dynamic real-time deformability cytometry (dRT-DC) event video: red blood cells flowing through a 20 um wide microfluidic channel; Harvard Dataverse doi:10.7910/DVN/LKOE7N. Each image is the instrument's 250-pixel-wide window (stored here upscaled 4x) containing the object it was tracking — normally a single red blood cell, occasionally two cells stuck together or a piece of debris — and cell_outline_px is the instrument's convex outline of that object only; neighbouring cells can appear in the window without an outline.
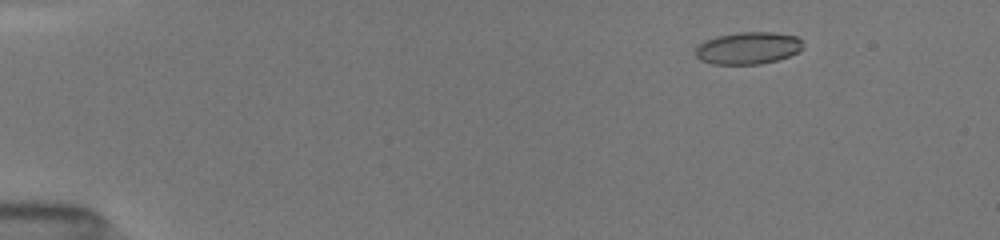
{"species": "common noctule bat (a hibernating species)", "species_latin": "Nyctalus noctula", "temperature_condition": "room temperature", "stored_images_in_passage": 74, "camera_frame_rate_fps": 3000, "um_per_image_px": 0.085, "animal": {"sex": "female", "body_mass_g": 19.5, "forearm_length_mm": 54.1}, "frame": {"image": 1, "passage_image": 9, "time_ms": 2.0, "image_size_px": [1000, 240], "cell_outline_px": [[804, 48], [788, 56], [776, 60], [760, 64], [712, 64], [700, 60], [696, 56], [696, 48], [704, 40], [716, 36], [740, 32], [772, 32], [796, 36], [800, 40]], "centroid_in_image_um": [63.56, 4.08], "position_along_channel_um": 21.4, "area_um2": 20.06}}
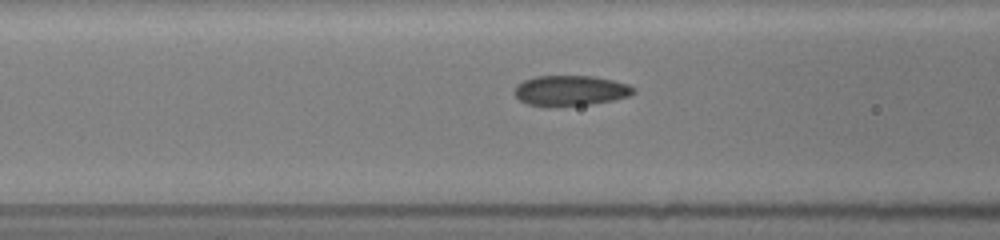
{"frame": {"image": 2, "passage_image": 33, "time_ms": 7.0, "image_size_px": [1000, 240], "cell_outline_px": [[636, 92], [632, 96], [612, 100], [588, 104], [556, 108], [544, 108], [528, 104], [520, 100], [512, 92], [516, 84], [524, 80], [536, 76], [592, 76], [612, 80], [628, 84], [636, 88]], "centroid_in_image_um": [48.46, 7.72], "position_along_channel_um": 118.1, "area_um2": 21.62}}
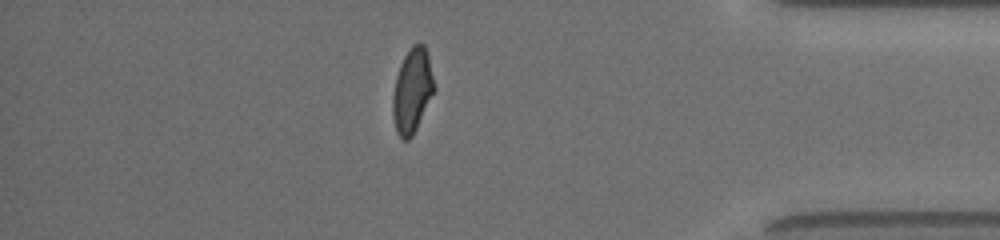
{"frame": {"image": 3, "passage_image": 67, "time_ms": 14.667, "image_size_px": [1000, 240], "cell_outline_px": [[436, 88], [412, 136], [408, 140], [404, 140], [396, 132], [392, 112], [392, 96], [396, 76], [400, 64], [404, 56], [412, 44], [424, 44], [428, 52]], "centroid_in_image_um": [35.04, 7.68], "position_along_channel_um": 400.2, "area_um2": 20.46}, "authors_computed_cell_mechanics": {"area_um2": 20.808, "velocity_mm_per_s": 4.0434, "shape_relaxation_time_tau1_ms": 4.2275, "shape_relaxation_time_tau2_ms": 0.7358, "deformation_change_tau1": 0.146, "deformation_change_tau2": 0.056}}